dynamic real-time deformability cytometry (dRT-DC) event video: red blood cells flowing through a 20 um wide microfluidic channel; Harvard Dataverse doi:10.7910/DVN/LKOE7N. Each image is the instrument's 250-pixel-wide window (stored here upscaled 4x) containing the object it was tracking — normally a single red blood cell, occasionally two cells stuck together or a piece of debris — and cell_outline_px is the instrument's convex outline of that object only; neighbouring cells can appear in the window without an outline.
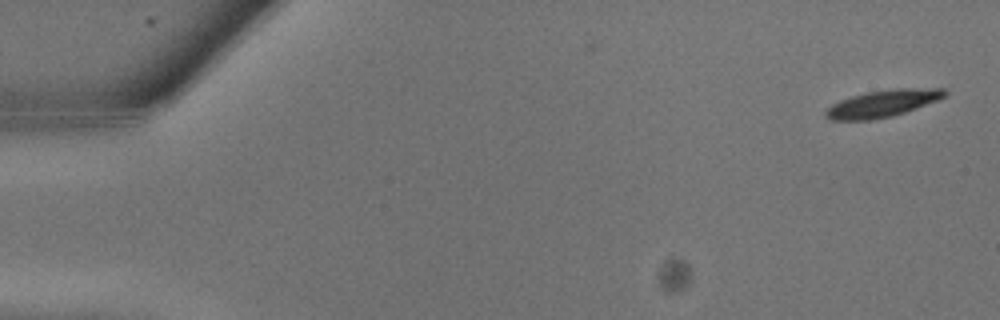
{"species": "common noctule bat (a hibernating species)", "species_latin": "Nyctalus noctula", "temperature_condition": "warm", "stored_images_in_passage": 2, "camera_frame_rate_fps": 3000, "um_per_image_px": 0.085, "animal": {"sex": "male", "body_mass_g": 13.3}, "frame": {"image": 1, "passage_image": 2, "time_ms": 0.333, "image_size_px": [1000, 320], "cell_outline_px": [[948, 92], [944, 96], [936, 100], [916, 108], [892, 116], [872, 120], [832, 120], [824, 116], [824, 112], [832, 104], [840, 100], [852, 96], [868, 92], [896, 88], [944, 88]], "centroid_in_image_um": [75.0, 8.8], "position_along_channel_um": 10.0, "area_um2": 18.55}}